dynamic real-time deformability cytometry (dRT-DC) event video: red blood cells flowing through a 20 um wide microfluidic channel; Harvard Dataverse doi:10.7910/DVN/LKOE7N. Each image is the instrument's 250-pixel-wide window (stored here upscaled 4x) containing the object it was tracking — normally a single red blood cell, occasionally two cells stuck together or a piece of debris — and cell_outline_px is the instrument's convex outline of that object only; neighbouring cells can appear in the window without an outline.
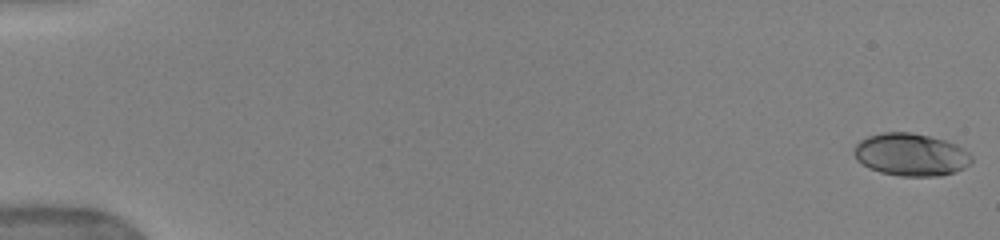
{"species": "human", "species_latin": "Homo sapiens", "temperature_condition": "warm", "stored_images_in_passage": 52, "camera_frame_rate_fps": 3000, "um_per_image_px": 0.085, "donor": {"sex": "female"}, "frame": {"image": 1, "passage_image": 1, "time_ms": 0.0, "image_size_px": [1000, 240], "cell_outline_px": [[972, 164], [956, 172], [940, 176], [900, 176], [880, 172], [868, 168], [856, 160], [852, 152], [852, 148], [860, 140], [868, 136], [880, 132], [912, 132], [944, 140], [956, 144], [964, 148], [972, 156]], "centroid_in_image_um": [77.41, 13.15], "position_along_channel_um": 7.6, "area_um2": 29.59}}
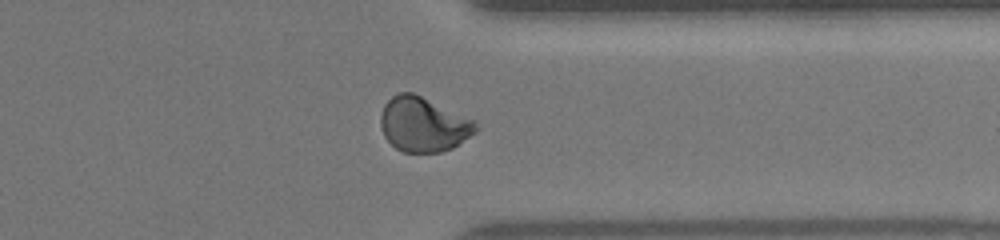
{"frame": {"image": 2, "passage_image": 42, "time_ms": 13.667, "image_size_px": [1000, 240], "cell_outline_px": [[480, 128], [476, 132], [452, 148], [440, 152], [404, 152], [396, 148], [384, 136], [380, 124], [380, 116], [384, 104], [392, 96], [400, 92], [412, 92], [476, 120], [480, 124]], "centroid_in_image_um": [36.01, 10.57], "position_along_channel_um": 375.4, "area_um2": 30.4}}
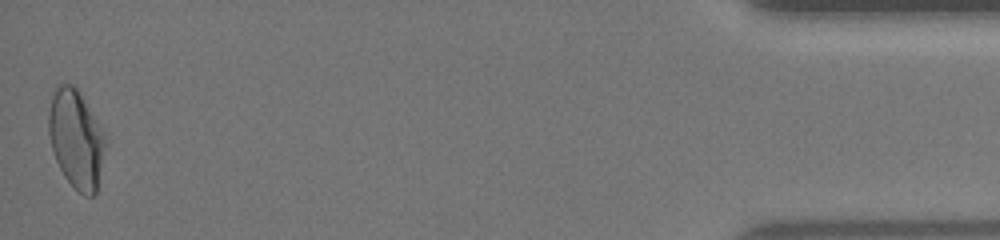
{"frame": {"image": 3, "passage_image": 52, "time_ms": 17.0, "image_size_px": [1000, 240], "cell_outline_px": [[108, 140], [96, 192], [92, 196], [84, 196], [64, 176], [56, 160], [52, 148], [48, 132], [48, 112], [52, 96], [56, 84], [72, 84], [76, 88], [104, 132]], "centroid_in_image_um": [6.48, 11.81], "position_along_channel_um": 428.7, "area_um2": 32.43}, "authors_computed_cell_mechanics": {"area_um2": 29.5358, "velocity_mm_per_s": 3.9584, "shape_relaxation_time_tau1_ms": 5.5551, "shape_relaxation_time_tau2_ms": 1.2599, "deformation_change_tau1": 0.1982, "deformation_change_tau2": 0.0501}}